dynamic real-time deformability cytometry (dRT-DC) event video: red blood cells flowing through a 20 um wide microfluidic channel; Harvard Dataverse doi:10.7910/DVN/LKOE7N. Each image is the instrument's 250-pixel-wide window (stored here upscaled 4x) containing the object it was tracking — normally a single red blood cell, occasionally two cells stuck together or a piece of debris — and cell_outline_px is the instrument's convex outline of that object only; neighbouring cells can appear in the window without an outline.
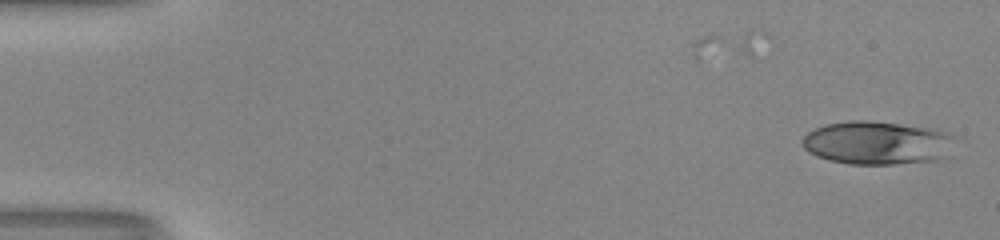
{"species": "human", "species_latin": "Homo sapiens", "temperature_condition": "room temperature", "stored_images_in_passage": 48, "camera_frame_rate_fps": 3000, "um_per_image_px": 0.085, "donor": {"sex": "male"}, "frame": {"image": 1, "passage_image": 1, "time_ms": 0.0, "image_size_px": [1000, 240], "cell_outline_px": [[952, 136], [944, 160], [892, 164], [848, 164], [828, 160], [816, 156], [808, 152], [800, 144], [800, 140], [808, 132], [824, 124], [848, 120], [868, 120], [936, 128], [948, 132]], "centroid_in_image_um": [74.5, 12.13], "position_along_channel_um": 10.5, "area_um2": 38.9}}
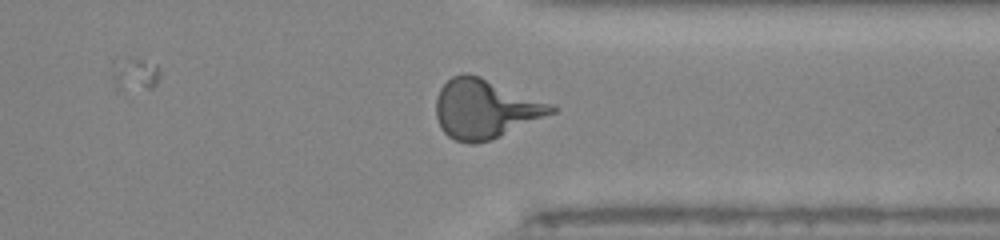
{"frame": {"image": 2, "passage_image": 40, "time_ms": 13.0, "image_size_px": [1000, 240], "cell_outline_px": [[556, 112], [492, 140], [476, 144], [468, 144], [456, 140], [448, 136], [440, 128], [436, 116], [436, 96], [440, 88], [452, 76], [464, 72], [468, 72], [480, 76], [556, 104]], "centroid_in_image_um": [41.25, 9.24], "position_along_channel_um": 370.1, "area_um2": 40.34}}
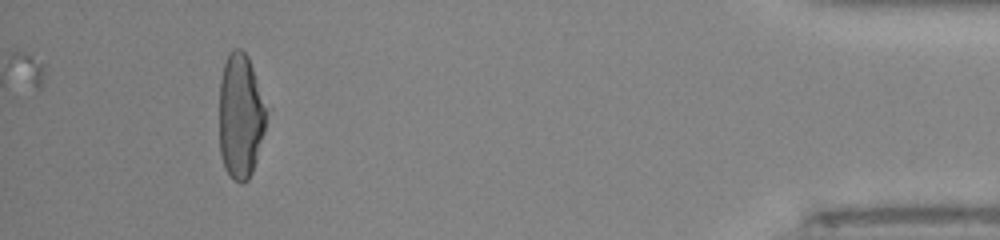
{"frame": {"image": 3, "passage_image": 48, "time_ms": 15.667, "image_size_px": [1000, 240], "cell_outline_px": [[272, 108], [256, 160], [252, 172], [248, 180], [240, 184], [232, 180], [224, 168], [220, 156], [220, 80], [224, 64], [228, 52], [236, 48], [240, 48], [248, 56]], "centroid_in_image_um": [20.52, 9.84], "position_along_channel_um": 414.7, "area_um2": 35.89}, "authors_computed_cell_mechanics": {"area_um2": 36.9053, "velocity_mm_per_s": 4.0322, "shape_relaxation_time_tau1_ms": 5.4221, "shape_relaxation_time_tau2_ms": 1.0204, "deformation_change_tau1": 0.225, "deformation_change_tau2": 0.0873}}